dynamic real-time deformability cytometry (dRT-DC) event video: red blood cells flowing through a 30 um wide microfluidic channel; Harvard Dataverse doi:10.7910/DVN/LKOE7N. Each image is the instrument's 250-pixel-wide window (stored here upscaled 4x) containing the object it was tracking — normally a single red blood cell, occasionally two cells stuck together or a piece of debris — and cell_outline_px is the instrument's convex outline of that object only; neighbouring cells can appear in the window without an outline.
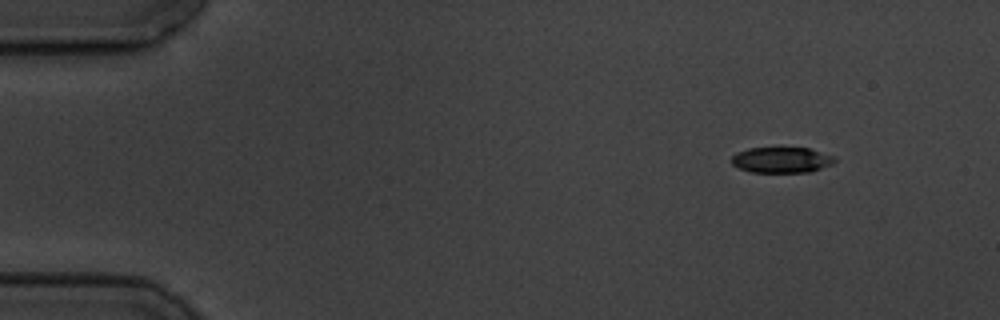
{"species": "common noctule bat (a hibernating species)", "species_latin": "Nyctalus noctula", "temperature_condition": "cold", "stored_images_in_passage": 4, "camera_frame_rate_fps": 3000, "um_per_image_px": 0.085, "animal": {"sex": "male", "body_mass_g": 19.5, "forearm_length_mm": 54.6}, "frame": {"image": 1, "passage_image": 1, "time_ms": 0.0, "image_size_px": [1000, 320], "cell_outline_px": [[836, 160], [832, 164], [812, 172], [752, 172], [740, 168], [732, 164], [732, 156], [736, 152], [748, 148], [808, 148], [836, 156]], "centroid_in_image_um": [66.46, 13.59], "position_along_channel_um": 18.5, "area_um2": 15.49}}
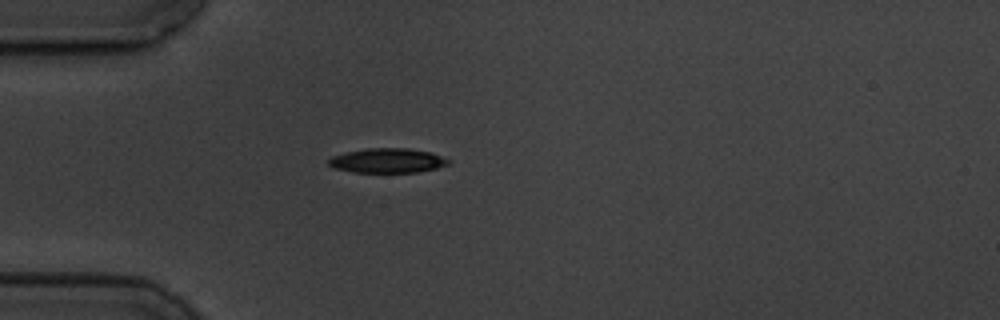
{"frame": {"image": 2, "passage_image": 4, "time_ms": 3.333, "image_size_px": [1000, 320], "cell_outline_px": [[448, 164], [436, 168], [416, 172], [352, 172], [332, 168], [328, 164], [328, 160], [332, 156], [344, 152], [368, 148], [408, 148], [432, 152], [448, 160]], "centroid_in_image_um": [32.87, 13.64], "position_along_channel_um": 52.1, "area_um2": 17.11}}